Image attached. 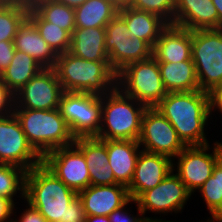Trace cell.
<instances>
[{"instance_id": "52a82bcc", "label": "cell", "mask_w": 222, "mask_h": 222, "mask_svg": "<svg viewBox=\"0 0 222 222\" xmlns=\"http://www.w3.org/2000/svg\"><path fill=\"white\" fill-rule=\"evenodd\" d=\"M194 198L172 170L155 188L143 192L136 199V202L147 222H162L170 221L166 220V218L169 219L166 216L175 214L174 216L178 218L180 214H183L186 205L190 204L188 202Z\"/></svg>"}, {"instance_id": "ab89813d", "label": "cell", "mask_w": 222, "mask_h": 222, "mask_svg": "<svg viewBox=\"0 0 222 222\" xmlns=\"http://www.w3.org/2000/svg\"><path fill=\"white\" fill-rule=\"evenodd\" d=\"M15 50L13 41H0V76L9 66Z\"/></svg>"}, {"instance_id": "7dc6e473", "label": "cell", "mask_w": 222, "mask_h": 222, "mask_svg": "<svg viewBox=\"0 0 222 222\" xmlns=\"http://www.w3.org/2000/svg\"><path fill=\"white\" fill-rule=\"evenodd\" d=\"M212 2L217 8L219 21L222 23V0H212Z\"/></svg>"}, {"instance_id": "6da1fadb", "label": "cell", "mask_w": 222, "mask_h": 222, "mask_svg": "<svg viewBox=\"0 0 222 222\" xmlns=\"http://www.w3.org/2000/svg\"><path fill=\"white\" fill-rule=\"evenodd\" d=\"M155 108L172 124L186 146L206 145L216 140L209 135L212 131L209 93L168 92Z\"/></svg>"}, {"instance_id": "d6986e66", "label": "cell", "mask_w": 222, "mask_h": 222, "mask_svg": "<svg viewBox=\"0 0 222 222\" xmlns=\"http://www.w3.org/2000/svg\"><path fill=\"white\" fill-rule=\"evenodd\" d=\"M192 31L168 25L157 39L152 56L158 62H182L192 60Z\"/></svg>"}, {"instance_id": "4dcf8cb0", "label": "cell", "mask_w": 222, "mask_h": 222, "mask_svg": "<svg viewBox=\"0 0 222 222\" xmlns=\"http://www.w3.org/2000/svg\"><path fill=\"white\" fill-rule=\"evenodd\" d=\"M29 6L2 0L0 2V41H13L28 18Z\"/></svg>"}, {"instance_id": "9c48e42d", "label": "cell", "mask_w": 222, "mask_h": 222, "mask_svg": "<svg viewBox=\"0 0 222 222\" xmlns=\"http://www.w3.org/2000/svg\"><path fill=\"white\" fill-rule=\"evenodd\" d=\"M59 110L75 138L98 135L101 127L102 95L64 91Z\"/></svg>"}, {"instance_id": "7402d4cb", "label": "cell", "mask_w": 222, "mask_h": 222, "mask_svg": "<svg viewBox=\"0 0 222 222\" xmlns=\"http://www.w3.org/2000/svg\"><path fill=\"white\" fill-rule=\"evenodd\" d=\"M105 37V27L75 28L69 53L90 61H109Z\"/></svg>"}, {"instance_id": "f1b7e54d", "label": "cell", "mask_w": 222, "mask_h": 222, "mask_svg": "<svg viewBox=\"0 0 222 222\" xmlns=\"http://www.w3.org/2000/svg\"><path fill=\"white\" fill-rule=\"evenodd\" d=\"M26 172L21 167L0 164V197L7 198L15 205L23 203Z\"/></svg>"}, {"instance_id": "4316f807", "label": "cell", "mask_w": 222, "mask_h": 222, "mask_svg": "<svg viewBox=\"0 0 222 222\" xmlns=\"http://www.w3.org/2000/svg\"><path fill=\"white\" fill-rule=\"evenodd\" d=\"M74 11L75 28H98L106 27L119 10L107 0H86Z\"/></svg>"}, {"instance_id": "f6af8a7d", "label": "cell", "mask_w": 222, "mask_h": 222, "mask_svg": "<svg viewBox=\"0 0 222 222\" xmlns=\"http://www.w3.org/2000/svg\"><path fill=\"white\" fill-rule=\"evenodd\" d=\"M56 1L75 9L80 5H82L86 0H56Z\"/></svg>"}, {"instance_id": "4fadbf2b", "label": "cell", "mask_w": 222, "mask_h": 222, "mask_svg": "<svg viewBox=\"0 0 222 222\" xmlns=\"http://www.w3.org/2000/svg\"><path fill=\"white\" fill-rule=\"evenodd\" d=\"M42 164L77 193L90 186L88 166L82 151L75 144L46 153Z\"/></svg>"}, {"instance_id": "f35d334b", "label": "cell", "mask_w": 222, "mask_h": 222, "mask_svg": "<svg viewBox=\"0 0 222 222\" xmlns=\"http://www.w3.org/2000/svg\"><path fill=\"white\" fill-rule=\"evenodd\" d=\"M14 94L0 79V117L7 116L14 111Z\"/></svg>"}, {"instance_id": "83f0119b", "label": "cell", "mask_w": 222, "mask_h": 222, "mask_svg": "<svg viewBox=\"0 0 222 222\" xmlns=\"http://www.w3.org/2000/svg\"><path fill=\"white\" fill-rule=\"evenodd\" d=\"M28 19L34 24L46 43L58 55L69 52L71 34L68 31L45 21L32 7H29Z\"/></svg>"}, {"instance_id": "f907efd6", "label": "cell", "mask_w": 222, "mask_h": 222, "mask_svg": "<svg viewBox=\"0 0 222 222\" xmlns=\"http://www.w3.org/2000/svg\"><path fill=\"white\" fill-rule=\"evenodd\" d=\"M5 222H17V221L14 217H12L11 219H9L8 221H5Z\"/></svg>"}, {"instance_id": "603a6c76", "label": "cell", "mask_w": 222, "mask_h": 222, "mask_svg": "<svg viewBox=\"0 0 222 222\" xmlns=\"http://www.w3.org/2000/svg\"><path fill=\"white\" fill-rule=\"evenodd\" d=\"M118 15L126 22L132 37L145 41L152 49L160 33L168 26L159 16L132 7L119 10Z\"/></svg>"}, {"instance_id": "277c9868", "label": "cell", "mask_w": 222, "mask_h": 222, "mask_svg": "<svg viewBox=\"0 0 222 222\" xmlns=\"http://www.w3.org/2000/svg\"><path fill=\"white\" fill-rule=\"evenodd\" d=\"M145 105L115 87L102 95L101 127L96 138L100 140L138 141Z\"/></svg>"}, {"instance_id": "1f68e13d", "label": "cell", "mask_w": 222, "mask_h": 222, "mask_svg": "<svg viewBox=\"0 0 222 222\" xmlns=\"http://www.w3.org/2000/svg\"><path fill=\"white\" fill-rule=\"evenodd\" d=\"M199 193V194H198ZM206 206L203 205L208 211L209 216L222 201V167L217 163L213 169L212 175L209 179L200 187L197 193Z\"/></svg>"}, {"instance_id": "2e32d148", "label": "cell", "mask_w": 222, "mask_h": 222, "mask_svg": "<svg viewBox=\"0 0 222 222\" xmlns=\"http://www.w3.org/2000/svg\"><path fill=\"white\" fill-rule=\"evenodd\" d=\"M173 25L190 31L222 28L212 0H176Z\"/></svg>"}, {"instance_id": "8fae6325", "label": "cell", "mask_w": 222, "mask_h": 222, "mask_svg": "<svg viewBox=\"0 0 222 222\" xmlns=\"http://www.w3.org/2000/svg\"><path fill=\"white\" fill-rule=\"evenodd\" d=\"M138 142L143 151L164 155L171 160L186 147L172 124L155 107L144 111Z\"/></svg>"}, {"instance_id": "b9f144b4", "label": "cell", "mask_w": 222, "mask_h": 222, "mask_svg": "<svg viewBox=\"0 0 222 222\" xmlns=\"http://www.w3.org/2000/svg\"><path fill=\"white\" fill-rule=\"evenodd\" d=\"M112 4L117 10H122L129 8L133 5L134 0H107Z\"/></svg>"}, {"instance_id": "816d5d0a", "label": "cell", "mask_w": 222, "mask_h": 222, "mask_svg": "<svg viewBox=\"0 0 222 222\" xmlns=\"http://www.w3.org/2000/svg\"><path fill=\"white\" fill-rule=\"evenodd\" d=\"M156 222H160V221H156ZM162 222H180L179 220H175V219H172L171 221H162ZM183 222V221H182Z\"/></svg>"}, {"instance_id": "3957f363", "label": "cell", "mask_w": 222, "mask_h": 222, "mask_svg": "<svg viewBox=\"0 0 222 222\" xmlns=\"http://www.w3.org/2000/svg\"><path fill=\"white\" fill-rule=\"evenodd\" d=\"M77 196L42 163L26 172L25 201L48 222H64L66 208Z\"/></svg>"}, {"instance_id": "d590c367", "label": "cell", "mask_w": 222, "mask_h": 222, "mask_svg": "<svg viewBox=\"0 0 222 222\" xmlns=\"http://www.w3.org/2000/svg\"><path fill=\"white\" fill-rule=\"evenodd\" d=\"M23 202V204L19 203L14 207L13 217L17 222H48L37 209L33 208L25 200Z\"/></svg>"}, {"instance_id": "cb8c5ba5", "label": "cell", "mask_w": 222, "mask_h": 222, "mask_svg": "<svg viewBox=\"0 0 222 222\" xmlns=\"http://www.w3.org/2000/svg\"><path fill=\"white\" fill-rule=\"evenodd\" d=\"M105 48L109 56L111 68L118 73L127 64L143 61L152 56V48L137 37H129L126 40H105Z\"/></svg>"}, {"instance_id": "ac0fdd59", "label": "cell", "mask_w": 222, "mask_h": 222, "mask_svg": "<svg viewBox=\"0 0 222 222\" xmlns=\"http://www.w3.org/2000/svg\"><path fill=\"white\" fill-rule=\"evenodd\" d=\"M74 144L82 151L90 174V185L119 184L108 165L106 140L96 137H78Z\"/></svg>"}, {"instance_id": "ba28073f", "label": "cell", "mask_w": 222, "mask_h": 222, "mask_svg": "<svg viewBox=\"0 0 222 222\" xmlns=\"http://www.w3.org/2000/svg\"><path fill=\"white\" fill-rule=\"evenodd\" d=\"M191 54L200 90L222 85V28L192 31Z\"/></svg>"}, {"instance_id": "5b68a950", "label": "cell", "mask_w": 222, "mask_h": 222, "mask_svg": "<svg viewBox=\"0 0 222 222\" xmlns=\"http://www.w3.org/2000/svg\"><path fill=\"white\" fill-rule=\"evenodd\" d=\"M23 132L32 147L43 157L55 149L74 144L72 135L59 108L54 110H32L14 108Z\"/></svg>"}, {"instance_id": "681fc988", "label": "cell", "mask_w": 222, "mask_h": 222, "mask_svg": "<svg viewBox=\"0 0 222 222\" xmlns=\"http://www.w3.org/2000/svg\"><path fill=\"white\" fill-rule=\"evenodd\" d=\"M203 219H199V221H196V222H218V221L212 220L208 216L206 217V219L205 218H203Z\"/></svg>"}, {"instance_id": "7a4b0ae2", "label": "cell", "mask_w": 222, "mask_h": 222, "mask_svg": "<svg viewBox=\"0 0 222 222\" xmlns=\"http://www.w3.org/2000/svg\"><path fill=\"white\" fill-rule=\"evenodd\" d=\"M66 92L105 95L117 86V73L109 61H90L65 52L53 68Z\"/></svg>"}, {"instance_id": "bcb514c9", "label": "cell", "mask_w": 222, "mask_h": 222, "mask_svg": "<svg viewBox=\"0 0 222 222\" xmlns=\"http://www.w3.org/2000/svg\"><path fill=\"white\" fill-rule=\"evenodd\" d=\"M217 163L222 167V142L216 139Z\"/></svg>"}, {"instance_id": "8992f818", "label": "cell", "mask_w": 222, "mask_h": 222, "mask_svg": "<svg viewBox=\"0 0 222 222\" xmlns=\"http://www.w3.org/2000/svg\"><path fill=\"white\" fill-rule=\"evenodd\" d=\"M117 87L147 108L156 107L167 95L153 56L127 64L117 73Z\"/></svg>"}, {"instance_id": "c3c4849f", "label": "cell", "mask_w": 222, "mask_h": 222, "mask_svg": "<svg viewBox=\"0 0 222 222\" xmlns=\"http://www.w3.org/2000/svg\"><path fill=\"white\" fill-rule=\"evenodd\" d=\"M8 2H13V3H19V4H24L29 7H32L37 1L39 0H6Z\"/></svg>"}, {"instance_id": "44dd1931", "label": "cell", "mask_w": 222, "mask_h": 222, "mask_svg": "<svg viewBox=\"0 0 222 222\" xmlns=\"http://www.w3.org/2000/svg\"><path fill=\"white\" fill-rule=\"evenodd\" d=\"M13 43L16 50L33 57L43 68H54L58 54L46 43L28 18L20 26Z\"/></svg>"}, {"instance_id": "30bf717a", "label": "cell", "mask_w": 222, "mask_h": 222, "mask_svg": "<svg viewBox=\"0 0 222 222\" xmlns=\"http://www.w3.org/2000/svg\"><path fill=\"white\" fill-rule=\"evenodd\" d=\"M172 164L173 171L194 195L212 175L217 164L216 140L206 145L186 146Z\"/></svg>"}, {"instance_id": "7c38bea8", "label": "cell", "mask_w": 222, "mask_h": 222, "mask_svg": "<svg viewBox=\"0 0 222 222\" xmlns=\"http://www.w3.org/2000/svg\"><path fill=\"white\" fill-rule=\"evenodd\" d=\"M42 163V156L32 147L14 113L0 117V164L26 171Z\"/></svg>"}, {"instance_id": "8d00e7d4", "label": "cell", "mask_w": 222, "mask_h": 222, "mask_svg": "<svg viewBox=\"0 0 222 222\" xmlns=\"http://www.w3.org/2000/svg\"><path fill=\"white\" fill-rule=\"evenodd\" d=\"M209 98H210V116H211V121H212V125L215 124L214 128H216V124L217 123H215V122H219L218 121L219 119L222 120V85L214 88L209 93ZM216 114H218V115H216ZM214 120H215V122L213 123ZM221 120H220L219 124H222Z\"/></svg>"}, {"instance_id": "5bb4252c", "label": "cell", "mask_w": 222, "mask_h": 222, "mask_svg": "<svg viewBox=\"0 0 222 222\" xmlns=\"http://www.w3.org/2000/svg\"><path fill=\"white\" fill-rule=\"evenodd\" d=\"M63 92L55 70L44 68L14 95V108L54 110Z\"/></svg>"}, {"instance_id": "7bdbcfd3", "label": "cell", "mask_w": 222, "mask_h": 222, "mask_svg": "<svg viewBox=\"0 0 222 222\" xmlns=\"http://www.w3.org/2000/svg\"><path fill=\"white\" fill-rule=\"evenodd\" d=\"M209 218L218 222H222V201L219 206L210 214Z\"/></svg>"}, {"instance_id": "e575fe53", "label": "cell", "mask_w": 222, "mask_h": 222, "mask_svg": "<svg viewBox=\"0 0 222 222\" xmlns=\"http://www.w3.org/2000/svg\"><path fill=\"white\" fill-rule=\"evenodd\" d=\"M105 40L121 41L132 37L126 22L117 14L105 27Z\"/></svg>"}, {"instance_id": "e0dca14e", "label": "cell", "mask_w": 222, "mask_h": 222, "mask_svg": "<svg viewBox=\"0 0 222 222\" xmlns=\"http://www.w3.org/2000/svg\"><path fill=\"white\" fill-rule=\"evenodd\" d=\"M87 215L108 216L124 206L131 198L128 188L122 184L90 185L78 193Z\"/></svg>"}, {"instance_id": "ffe728a7", "label": "cell", "mask_w": 222, "mask_h": 222, "mask_svg": "<svg viewBox=\"0 0 222 222\" xmlns=\"http://www.w3.org/2000/svg\"><path fill=\"white\" fill-rule=\"evenodd\" d=\"M108 165L113 170L115 180L128 187L132 181L136 161L142 150L138 141L106 140Z\"/></svg>"}, {"instance_id": "ee69618b", "label": "cell", "mask_w": 222, "mask_h": 222, "mask_svg": "<svg viewBox=\"0 0 222 222\" xmlns=\"http://www.w3.org/2000/svg\"><path fill=\"white\" fill-rule=\"evenodd\" d=\"M85 222H110L108 216L102 215H87Z\"/></svg>"}, {"instance_id": "60d3db41", "label": "cell", "mask_w": 222, "mask_h": 222, "mask_svg": "<svg viewBox=\"0 0 222 222\" xmlns=\"http://www.w3.org/2000/svg\"><path fill=\"white\" fill-rule=\"evenodd\" d=\"M15 204L7 198L0 197V222L8 221L13 217Z\"/></svg>"}, {"instance_id": "9a60e30c", "label": "cell", "mask_w": 222, "mask_h": 222, "mask_svg": "<svg viewBox=\"0 0 222 222\" xmlns=\"http://www.w3.org/2000/svg\"><path fill=\"white\" fill-rule=\"evenodd\" d=\"M172 170L169 157L141 150L132 181L127 187L130 198L136 200L143 192L155 188Z\"/></svg>"}, {"instance_id": "d6a6232c", "label": "cell", "mask_w": 222, "mask_h": 222, "mask_svg": "<svg viewBox=\"0 0 222 222\" xmlns=\"http://www.w3.org/2000/svg\"><path fill=\"white\" fill-rule=\"evenodd\" d=\"M176 0H134L132 8L155 14L173 25Z\"/></svg>"}, {"instance_id": "74e56055", "label": "cell", "mask_w": 222, "mask_h": 222, "mask_svg": "<svg viewBox=\"0 0 222 222\" xmlns=\"http://www.w3.org/2000/svg\"><path fill=\"white\" fill-rule=\"evenodd\" d=\"M87 214L83 208L82 202L77 196L66 208L64 213V222H85Z\"/></svg>"}, {"instance_id": "836d02e7", "label": "cell", "mask_w": 222, "mask_h": 222, "mask_svg": "<svg viewBox=\"0 0 222 222\" xmlns=\"http://www.w3.org/2000/svg\"><path fill=\"white\" fill-rule=\"evenodd\" d=\"M108 217L110 222H147L138 203L132 198L124 206L111 212Z\"/></svg>"}, {"instance_id": "d4e9b609", "label": "cell", "mask_w": 222, "mask_h": 222, "mask_svg": "<svg viewBox=\"0 0 222 222\" xmlns=\"http://www.w3.org/2000/svg\"><path fill=\"white\" fill-rule=\"evenodd\" d=\"M158 65L167 93L200 90L193 60L158 62Z\"/></svg>"}, {"instance_id": "484cf974", "label": "cell", "mask_w": 222, "mask_h": 222, "mask_svg": "<svg viewBox=\"0 0 222 222\" xmlns=\"http://www.w3.org/2000/svg\"><path fill=\"white\" fill-rule=\"evenodd\" d=\"M44 69L33 57L25 52L15 50L9 66L0 79L15 95L32 77Z\"/></svg>"}, {"instance_id": "f546056e", "label": "cell", "mask_w": 222, "mask_h": 222, "mask_svg": "<svg viewBox=\"0 0 222 222\" xmlns=\"http://www.w3.org/2000/svg\"><path fill=\"white\" fill-rule=\"evenodd\" d=\"M32 8L47 22L68 31L71 35L75 29V11L56 0H39Z\"/></svg>"}]
</instances>
